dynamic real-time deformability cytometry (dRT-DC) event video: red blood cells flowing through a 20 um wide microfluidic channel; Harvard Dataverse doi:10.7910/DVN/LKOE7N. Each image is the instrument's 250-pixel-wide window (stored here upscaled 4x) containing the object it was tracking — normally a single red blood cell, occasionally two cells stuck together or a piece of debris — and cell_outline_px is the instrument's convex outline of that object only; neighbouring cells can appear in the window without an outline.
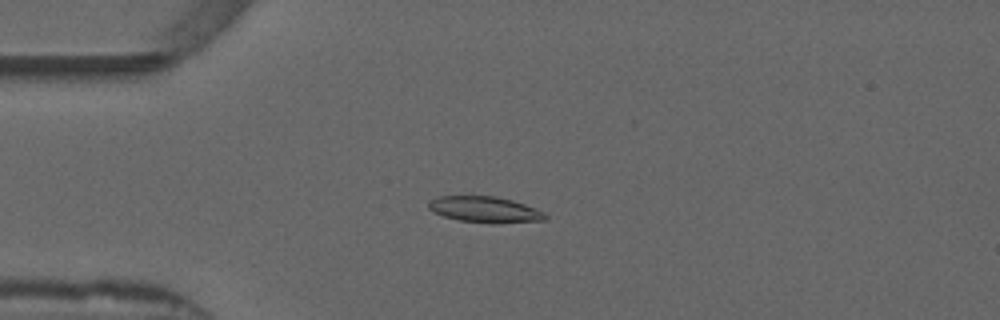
{"species": "common noctule bat (a hibernating species)", "species_latin": "Nyctalus noctula", "temperature_condition": "warm", "stored_images_in_passage": 52, "camera_frame_rate_fps": 3000, "um_per_image_px": 0.085, "animal": {"sex": "male", "forearm_length_mm": 52.5}, "frame": {"image": 1, "passage_image": 13, "time_ms": 4.0, "image_size_px": [1000, 320], "cell_outline_px": [[548, 216], [544, 220], [460, 220], [444, 216], [432, 212], [428, 208], [428, 200], [440, 196], [492, 196], [512, 200], [536, 208], [544, 212]], "centroid_in_image_um": [41.11, 17.74], "position_along_channel_um": 43.9, "area_um2": 16.53}}
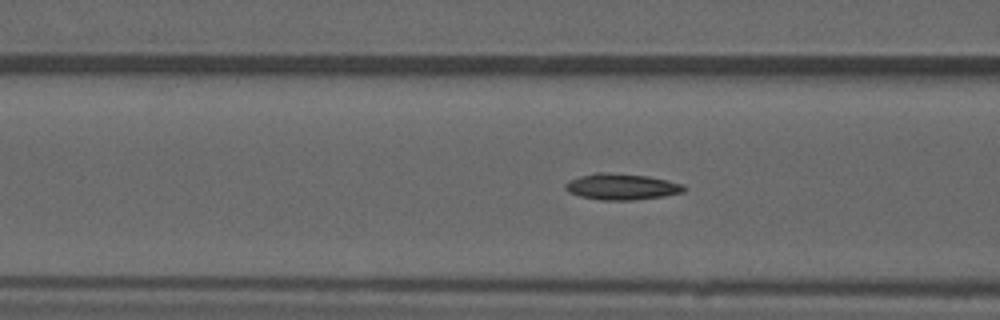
{"frame": {"image": 2, "passage_image": 20, "time_ms": 6.333, "image_size_px": [1000, 320], "cell_outline_px": [[688, 188], [684, 192], [664, 196], [636, 200], [600, 200], [580, 196], [568, 192], [564, 188], [564, 184], [568, 180], [580, 176], [596, 172], [608, 172], [648, 176], [684, 184]], "centroid_in_image_um": [52.84, 15.87], "position_along_channel_um": 113.8, "area_um2": 18.32}}
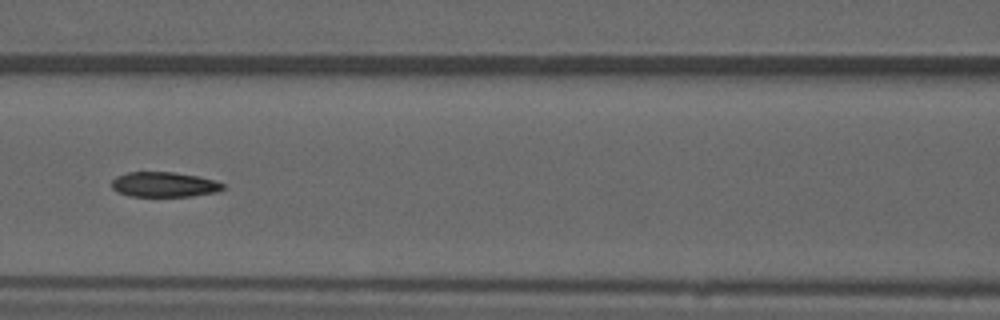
{"frame": {"image": 3, "passage_image": 23, "time_ms": 7.333, "image_size_px": [1000, 320], "cell_outline_px": [[224, 188], [216, 192], [192, 196], [128, 196], [116, 192], [112, 188], [112, 180], [116, 176], [128, 172], [172, 172], [196, 176], [212, 180], [224, 184]], "centroid_in_image_um": [13.9, 15.69], "position_along_channel_um": 152.7, "area_um2": 16.13}, "authors_computed_cell_mechanics": {"area_um2": 17.0221, "velocity_mm_per_s": 3.8633, "shape_relaxation_time_tau1_ms": 8.5676, "shape_relaxation_time_tau2_ms": 3.464, "deformation_change_tau1": 0.2178, "deformation_change_tau2": 0.0661}}